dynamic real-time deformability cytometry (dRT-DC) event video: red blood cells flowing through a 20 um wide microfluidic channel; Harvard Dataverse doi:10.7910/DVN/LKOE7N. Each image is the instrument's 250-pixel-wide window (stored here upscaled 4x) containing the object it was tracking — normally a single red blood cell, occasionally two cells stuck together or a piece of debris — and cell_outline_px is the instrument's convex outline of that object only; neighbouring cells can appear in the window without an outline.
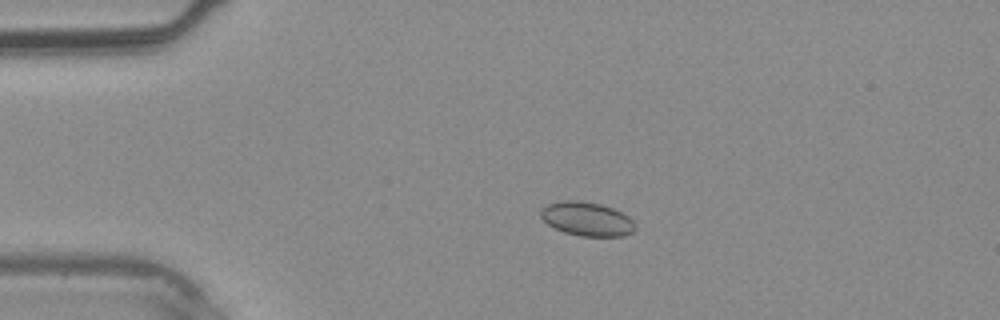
{"species": "common noctule bat (a hibernating species)", "species_latin": "Nyctalus noctula", "temperature_condition": "warm", "stored_images_in_passage": 33, "camera_frame_rate_fps": 3000, "um_per_image_px": 0.085, "animal": {"sex": "male", "body_mass_g": 20.4}, "frame": {"image": 1, "passage_image": 9, "time_ms": 2.667, "image_size_px": [1000, 320], "cell_outline_px": [[636, 228], [632, 232], [624, 236], [580, 236], [564, 232], [548, 224], [540, 216], [540, 208], [548, 204], [564, 200], [576, 200], [600, 204], [612, 208], [628, 216], [636, 224]], "centroid_in_image_um": [49.88, 18.61], "position_along_channel_um": 35.1, "area_um2": 18.61}}
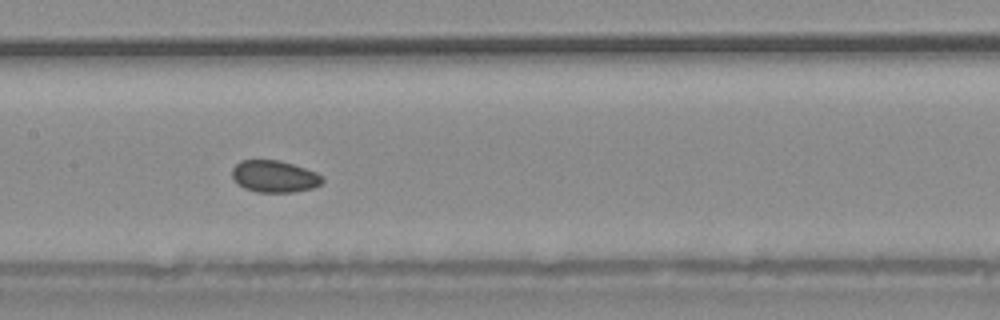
{"frame": {"image": 2, "passage_image": 20, "time_ms": 6.333, "image_size_px": [1000, 320], "cell_outline_px": [[324, 180], [320, 184], [312, 188], [292, 192], [256, 192], [244, 188], [232, 176], [232, 168], [240, 160], [280, 160], [316, 172], [324, 176]], "centroid_in_image_um": [23.34, 14.99], "position_along_channel_um": 184.1, "area_um2": 16.7}}
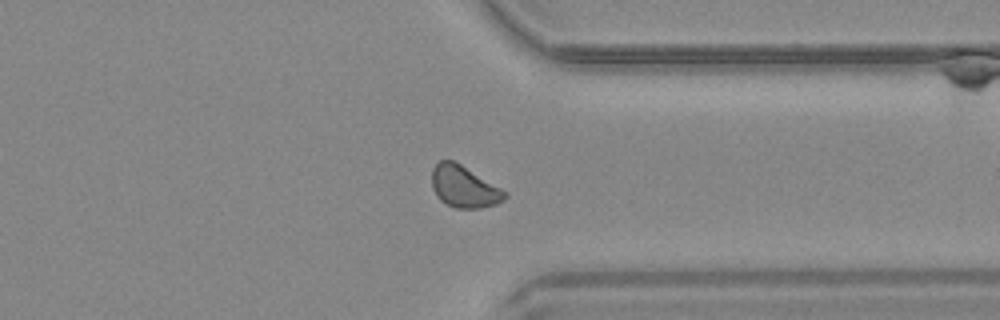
{"frame": {"image": 3, "passage_image": 31, "time_ms": 10.0, "image_size_px": [1000, 320], "cell_outline_px": [[508, 196], [504, 200], [496, 204], [480, 208], [456, 208], [440, 200], [436, 196], [432, 188], [432, 168], [440, 160], [452, 160], [460, 164], [508, 192]], "centroid_in_image_um": [39.45, 15.88], "position_along_channel_um": 372.0, "area_um2": 17.69}}